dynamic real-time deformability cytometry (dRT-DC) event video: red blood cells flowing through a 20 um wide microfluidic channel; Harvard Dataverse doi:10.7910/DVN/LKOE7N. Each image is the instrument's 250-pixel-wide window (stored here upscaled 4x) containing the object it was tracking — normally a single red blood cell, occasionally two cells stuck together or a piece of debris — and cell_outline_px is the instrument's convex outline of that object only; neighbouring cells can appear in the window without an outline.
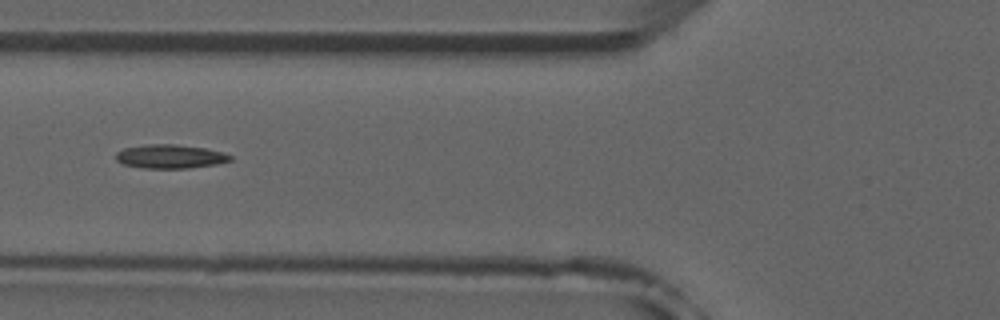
{"species": "common noctule bat (a hibernating species)", "species_latin": "Nyctalus noctula", "temperature_condition": "room temperature", "stored_images_in_passage": 5, "camera_frame_rate_fps": 3000, "um_per_image_px": 0.085, "animal": {"sex": "male", "forearm_length_mm": 52.5}, "frame": {"image": 1, "passage_image": 5, "time_ms": 5.667, "image_size_px": [1000, 320], "cell_outline_px": [[232, 160], [216, 164], [188, 168], [140, 168], [124, 164], [116, 160], [116, 152], [124, 148], [148, 144], [176, 144], [204, 148], [224, 152], [232, 156]], "centroid_in_image_um": [14.46, 13.3], "position_along_channel_um": 111.3, "area_um2": 15.9}}